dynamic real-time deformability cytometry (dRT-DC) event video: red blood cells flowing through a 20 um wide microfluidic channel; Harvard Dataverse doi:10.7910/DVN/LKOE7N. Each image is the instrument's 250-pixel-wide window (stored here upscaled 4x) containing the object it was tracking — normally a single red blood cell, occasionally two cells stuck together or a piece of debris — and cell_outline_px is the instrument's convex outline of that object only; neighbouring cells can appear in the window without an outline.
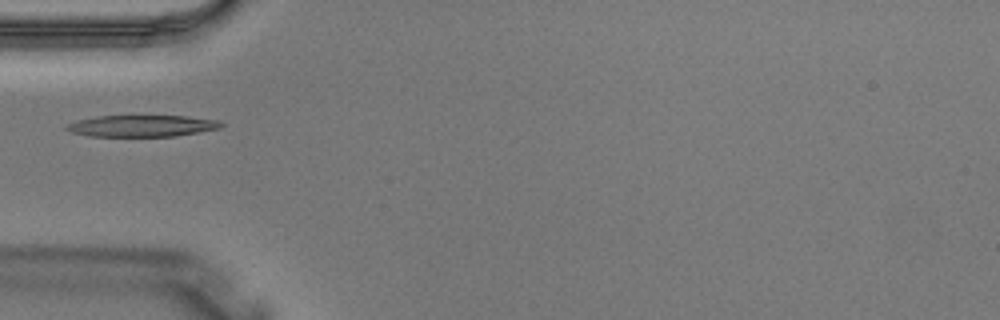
{"species": "Egyptian fruit bat (a non-hibernating species)", "species_latin": "Rousettus aegyptiacus", "temperature_condition": "warm", "stored_images_in_passage": 3, "camera_frame_rate_fps": 3000, "um_per_image_px": 0.085, "animal": {"sex": "male"}, "frame": {"image": 1, "passage_image": 3, "time_ms": 0.667, "image_size_px": [1000, 320], "cell_outline_px": [[224, 124], [220, 128], [176, 136], [88, 136], [72, 132], [64, 128], [68, 124], [76, 120], [96, 116], [188, 116], [220, 120]], "centroid_in_image_um": [12.08, 10.69], "position_along_channel_um": 72.9, "area_um2": 19.42}}